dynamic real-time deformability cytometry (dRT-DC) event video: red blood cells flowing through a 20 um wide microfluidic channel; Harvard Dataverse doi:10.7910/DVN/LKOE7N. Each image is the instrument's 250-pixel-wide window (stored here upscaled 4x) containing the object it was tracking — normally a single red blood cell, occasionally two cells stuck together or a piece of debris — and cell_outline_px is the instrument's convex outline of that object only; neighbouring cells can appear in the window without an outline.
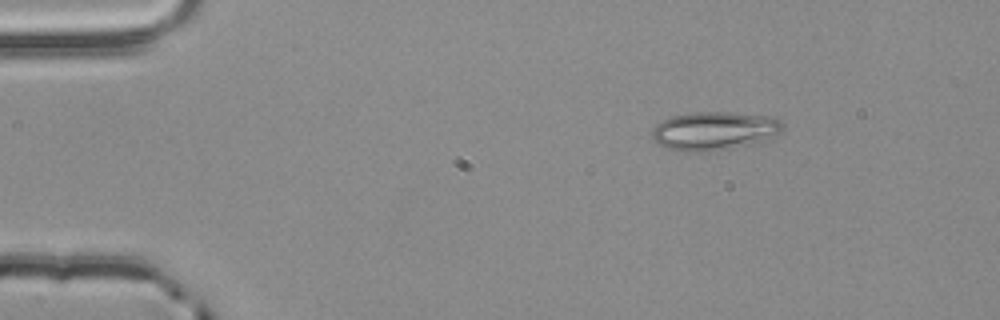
{"species": "common noctule bat (a hibernating species)", "species_latin": "Nyctalus noctula", "temperature_condition": "room temperature", "stored_images_in_passage": 2, "camera_frame_rate_fps": 3000, "um_per_image_px": 0.085, "animal": {"sex": "male", "body_mass_g": 20.4}, "frame": {"image": 1, "passage_image": 1, "time_ms": 0.0, "image_size_px": [1000, 320], "cell_outline_px": [[784, 128], [780, 132], [760, 140], [708, 152], [688, 152], [664, 148], [652, 140], [652, 128], [656, 124], [672, 116], [696, 112], [728, 112], [768, 116], [780, 120], [784, 124]], "centroid_in_image_um": [60.62, 11.11], "position_along_channel_um": 24.4, "area_um2": 28.84}}